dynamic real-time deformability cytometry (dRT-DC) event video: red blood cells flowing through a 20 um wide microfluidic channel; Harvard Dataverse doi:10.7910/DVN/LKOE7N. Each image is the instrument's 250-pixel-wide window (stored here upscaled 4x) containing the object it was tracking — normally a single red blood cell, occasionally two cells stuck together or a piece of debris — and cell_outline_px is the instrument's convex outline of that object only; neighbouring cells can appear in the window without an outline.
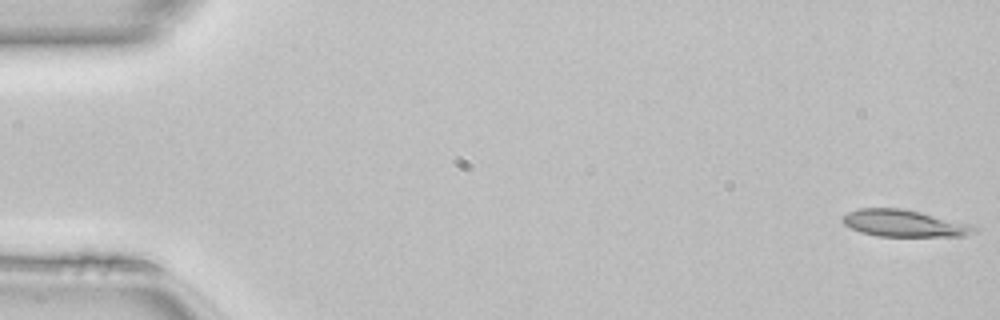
{"species": "common noctule bat (a hibernating species)", "species_latin": "Nyctalus noctula", "temperature_condition": "room temperature", "stored_images_in_passage": 49, "camera_frame_rate_fps": 3000, "um_per_image_px": 0.085, "animal": {"sex": "female", "body_mass_g": 22.7, "forearm_length_mm": 54.2}, "frame": {"image": 1, "passage_image": 1, "time_ms": 0.0, "image_size_px": [1000, 320], "cell_outline_px": [[976, 228], [972, 232], [964, 236], [876, 236], [860, 232], [844, 224], [840, 220], [840, 216], [848, 212], [860, 208], [900, 208], [920, 212], [972, 224]], "centroid_in_image_um": [76.79, 18.98], "position_along_channel_um": 8.2, "area_um2": 20.58}}
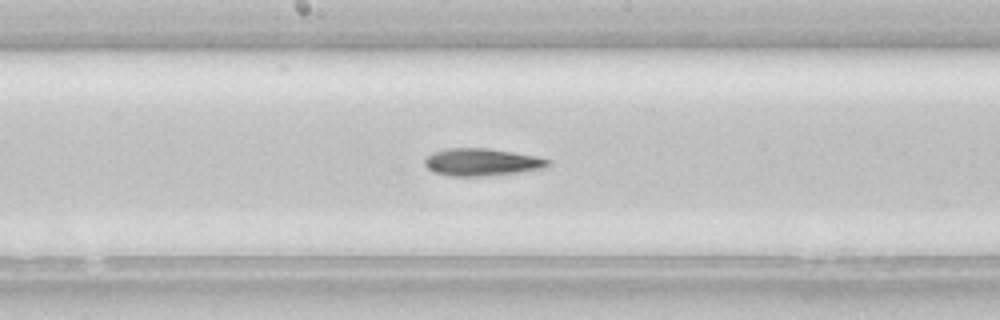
{"frame": {"image": 2, "passage_image": 26, "time_ms": 8.333, "image_size_px": [1000, 320], "cell_outline_px": [[552, 164], [544, 168], [516, 172], [480, 176], [452, 176], [432, 172], [424, 164], [424, 156], [432, 152], [444, 148], [488, 148], [536, 156], [552, 160]], "centroid_in_image_um": [40.91, 13.77], "position_along_channel_um": 207.3, "area_um2": 19.77}}
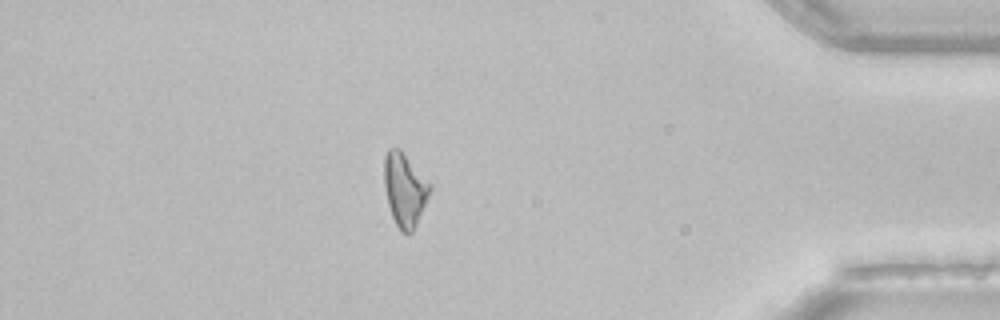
{"frame": {"image": 3, "passage_image": 43, "time_ms": 14.0, "image_size_px": [1000, 320], "cell_outline_px": [[432, 188], [416, 224], [412, 232], [400, 232], [392, 216], [388, 204], [384, 184], [384, 156], [388, 148], [400, 148], [432, 184]], "centroid_in_image_um": [34.4, 16.07], "position_along_channel_um": 400.8, "area_um2": 19.54}, "authors_computed_cell_mechanics": {"area_um2": 19.8254, "velocity_mm_per_s": 4.1405, "shape_relaxation_time_tau1_ms": 6.6319, "shape_relaxation_time_tau2_ms": 6.1909, "deformation_change_tau1": 0.1841, "deformation_change_tau2": 0.1626}}